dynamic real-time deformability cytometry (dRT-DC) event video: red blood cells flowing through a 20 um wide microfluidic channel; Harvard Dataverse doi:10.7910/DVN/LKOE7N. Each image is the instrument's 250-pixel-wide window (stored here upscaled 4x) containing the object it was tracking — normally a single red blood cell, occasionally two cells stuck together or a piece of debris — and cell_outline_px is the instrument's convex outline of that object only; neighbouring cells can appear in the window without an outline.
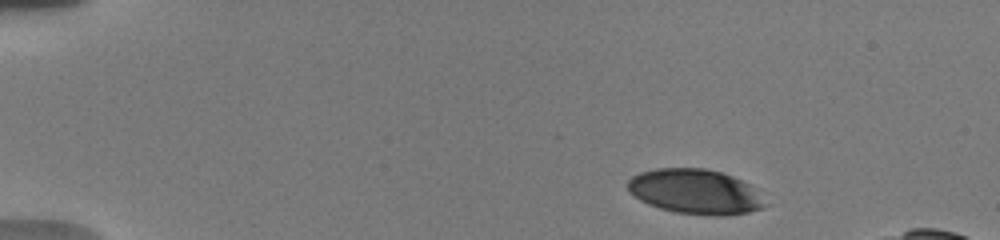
{"species": "human", "species_latin": "Homo sapiens", "temperature_condition": "warm", "stored_images_in_passage": 11, "camera_frame_rate_fps": 3000, "um_per_image_px": 0.085, "donor": {"sex": "male"}, "frame": {"image": 1, "passage_image": 1, "time_ms": 0.0, "image_size_px": [1000, 240], "cell_outline_px": [[764, 204], [760, 208], [748, 212], [728, 216], [712, 216], [676, 212], [660, 208], [648, 204], [640, 200], [628, 188], [628, 180], [632, 176], [640, 172], [656, 168], [704, 168], [720, 172], [732, 176], [748, 184]], "centroid_in_image_um": [59.03, 16.29], "position_along_channel_um": 26.0, "area_um2": 35.26}}
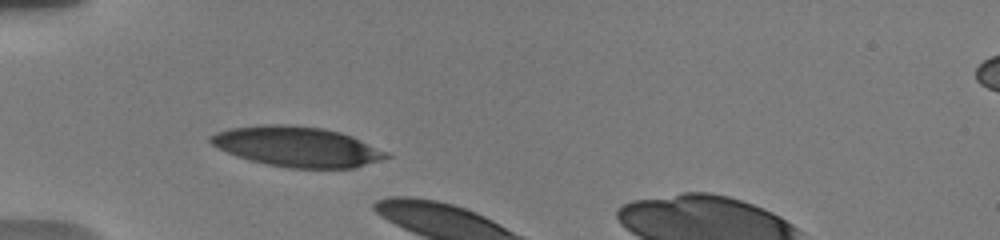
{"frame": {"image": 2, "passage_image": 8, "time_ms": 3.333, "image_size_px": [1000, 240], "cell_outline_px": [[392, 156], [356, 168], [288, 168], [268, 164], [236, 156], [212, 144], [208, 140], [208, 136], [216, 132], [232, 128], [260, 124], [288, 124], [324, 128], [340, 132], [352, 136], [388, 152]], "centroid_in_image_um": [25.27, 12.46], "position_along_channel_um": 59.7, "area_um2": 41.1}}